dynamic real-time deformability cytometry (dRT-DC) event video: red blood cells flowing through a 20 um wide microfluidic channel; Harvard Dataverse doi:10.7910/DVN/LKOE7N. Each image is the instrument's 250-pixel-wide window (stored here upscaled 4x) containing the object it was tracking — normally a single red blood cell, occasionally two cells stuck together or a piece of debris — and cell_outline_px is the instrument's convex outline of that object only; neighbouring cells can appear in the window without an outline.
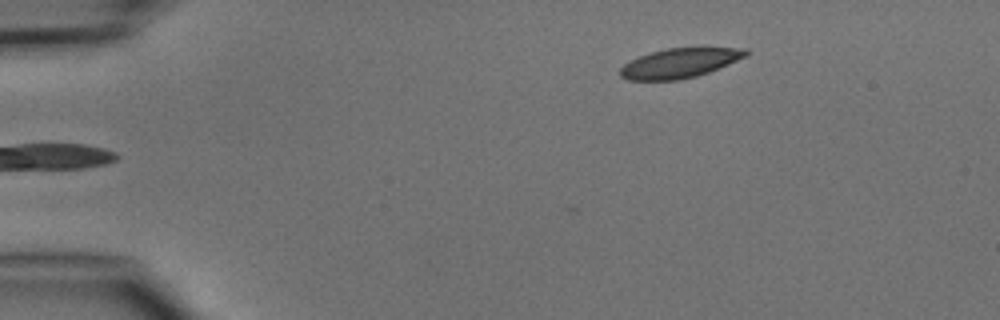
{"species": "common noctule bat (a hibernating species)", "species_latin": "Nyctalus noctula", "temperature_condition": "cold", "stored_images_in_passage": 3, "camera_frame_rate_fps": 3000, "um_per_image_px": 0.085, "animal": {"sex": "male", "body_mass_g": 15.6}, "frame": {"image": 1, "passage_image": 3, "time_ms": 2.333, "image_size_px": [1000, 320], "cell_outline_px": [[748, 56], [708, 72], [696, 76], [680, 80], [628, 80], [620, 76], [620, 68], [624, 64], [640, 56], [652, 52], [668, 48], [748, 48]], "centroid_in_image_um": [57.78, 5.37], "position_along_channel_um": 27.2, "area_um2": 21.44}}